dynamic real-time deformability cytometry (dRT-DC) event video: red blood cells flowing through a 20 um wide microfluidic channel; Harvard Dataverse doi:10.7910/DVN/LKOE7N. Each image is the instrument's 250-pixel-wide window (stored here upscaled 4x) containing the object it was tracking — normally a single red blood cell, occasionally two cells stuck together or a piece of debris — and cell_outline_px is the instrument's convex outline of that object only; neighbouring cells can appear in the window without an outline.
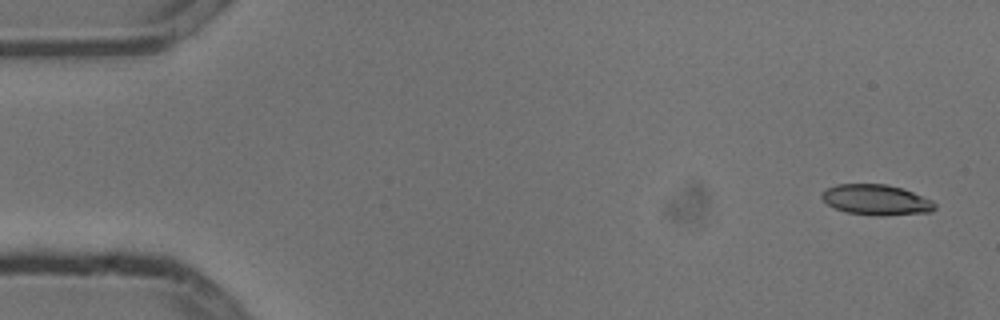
{"species": "common noctule bat (a hibernating species)", "species_latin": "Nyctalus noctula", "temperature_condition": "cold", "stored_images_in_passage": 4, "camera_frame_rate_fps": 3000, "um_per_image_px": 0.085, "animal": {"sex": "male", "body_mass_g": 13.3}, "frame": {"image": 1, "passage_image": 1, "time_ms": 0.0, "image_size_px": [1000, 320], "cell_outline_px": [[936, 208], [932, 212], [884, 216], [876, 216], [848, 212], [836, 208], [828, 204], [820, 196], [828, 188], [836, 184], [888, 184], [912, 192], [932, 200], [936, 204]], "centroid_in_image_um": [74.52, 16.99], "position_along_channel_um": 10.5, "area_um2": 20.0}}